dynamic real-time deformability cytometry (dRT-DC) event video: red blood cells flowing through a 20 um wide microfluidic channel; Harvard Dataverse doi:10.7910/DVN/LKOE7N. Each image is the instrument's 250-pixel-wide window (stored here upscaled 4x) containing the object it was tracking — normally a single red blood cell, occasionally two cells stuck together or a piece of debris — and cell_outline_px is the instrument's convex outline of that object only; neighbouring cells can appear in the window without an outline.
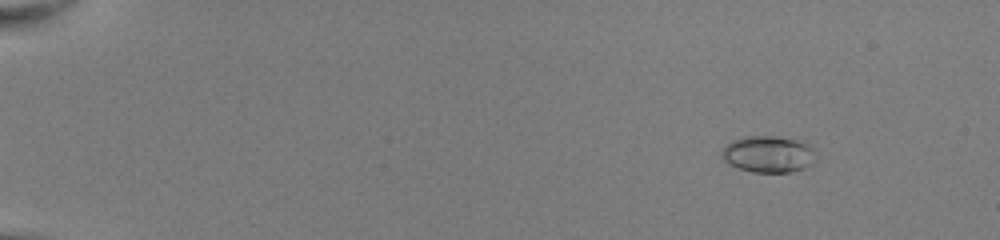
{"species": "common noctule bat (a hibernating species)", "species_latin": "Nyctalus noctula", "temperature_condition": "room temperature", "stored_images_in_passage": 54, "camera_frame_rate_fps": 3000, "um_per_image_px": 0.085, "animal": {"sex": "female", "body_mass_g": 22.0, "forearm_length_mm": 56.7}, "frame": {"image": 1, "passage_image": 8, "time_ms": 2.333, "image_size_px": [1000, 240], "cell_outline_px": [[816, 152], [812, 164], [804, 168], [792, 172], [752, 172], [728, 164], [720, 156], [720, 152], [732, 140], [744, 136], [772, 136], [796, 140], [808, 144]], "centroid_in_image_um": [65.29, 13.11], "position_along_channel_um": 19.7, "area_um2": 20.06}}
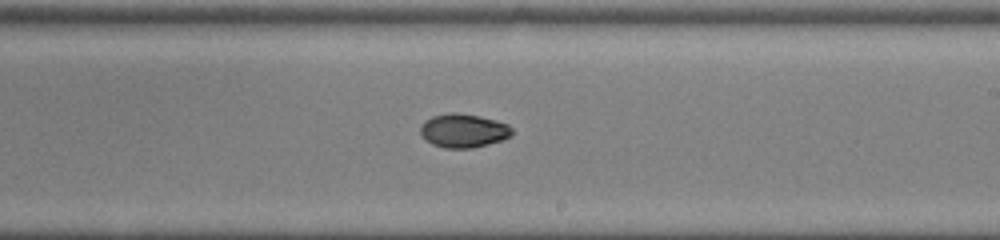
{"frame": {"image": 2, "passage_image": 35, "time_ms": 11.333, "image_size_px": [1000, 240], "cell_outline_px": [[512, 132], [504, 140], [472, 148], [444, 148], [432, 144], [424, 140], [420, 132], [420, 128], [424, 120], [432, 116], [452, 112], [456, 112], [480, 116], [496, 120], [508, 124], [512, 128]], "centroid_in_image_um": [39.37, 11.1], "position_along_channel_um": 249.6, "area_um2": 18.15}}
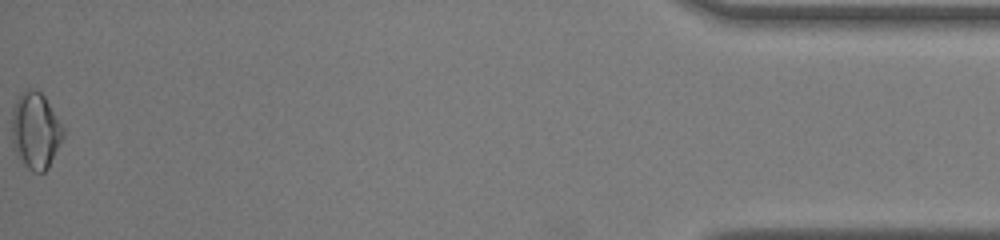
{"frame": {"image": 3, "passage_image": 54, "time_ms": 17.667, "image_size_px": [1000, 240], "cell_outline_px": [[64, 136], [48, 168], [44, 172], [32, 172], [16, 156], [12, 148], [12, 108], [16, 100], [28, 88], [32, 88], [40, 92], [44, 96], [64, 128]], "centroid_in_image_um": [3.0, 11.13], "position_along_channel_um": 432.2, "area_um2": 22.95}, "authors_computed_cell_mechanics": {"area_um2": 18.2937, "velocity_mm_per_s": 4.0662, "shape_relaxation_time_tau1_ms": 6.7316, "shape_relaxation_time_tau2_ms": 5.3982, "deformation_change_tau1": 0.1726, "deformation_change_tau2": 0.0698}}